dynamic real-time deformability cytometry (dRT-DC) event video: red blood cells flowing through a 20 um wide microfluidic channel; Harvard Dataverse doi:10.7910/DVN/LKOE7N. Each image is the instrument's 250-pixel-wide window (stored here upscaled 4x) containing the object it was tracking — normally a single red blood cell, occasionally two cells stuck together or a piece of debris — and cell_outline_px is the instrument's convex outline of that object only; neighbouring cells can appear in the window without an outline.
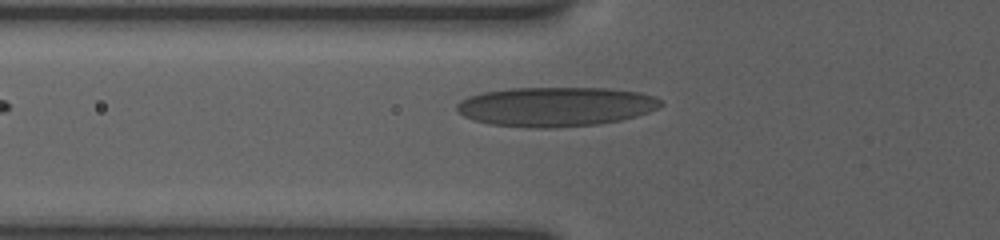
{"species": "human", "species_latin": "Homo sapiens", "temperature_condition": "room temperature", "stored_images_in_passage": 7, "camera_frame_rate_fps": 3000, "um_per_image_px": 0.085, "donor": {"sex": "female"}, "frame": {"image": 1, "passage_image": 7, "time_ms": 4.667, "image_size_px": [1000, 240], "cell_outline_px": [[664, 104], [648, 112], [636, 116], [620, 120], [596, 124], [556, 128], [524, 128], [488, 124], [472, 120], [456, 112], [456, 104], [460, 100], [468, 96], [484, 92], [512, 88], [608, 88], [640, 92], [656, 96]], "centroid_in_image_um": [47.19, 9.07], "position_along_channel_um": 78.6, "area_um2": 47.28}}